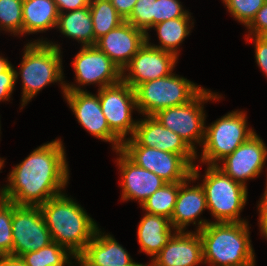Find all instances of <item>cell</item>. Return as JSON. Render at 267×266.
<instances>
[{
	"label": "cell",
	"mask_w": 267,
	"mask_h": 266,
	"mask_svg": "<svg viewBox=\"0 0 267 266\" xmlns=\"http://www.w3.org/2000/svg\"><path fill=\"white\" fill-rule=\"evenodd\" d=\"M60 138L44 143L16 164L0 187V200L18 206H40L64 193L70 171L66 150Z\"/></svg>",
	"instance_id": "1"
},
{
	"label": "cell",
	"mask_w": 267,
	"mask_h": 266,
	"mask_svg": "<svg viewBox=\"0 0 267 266\" xmlns=\"http://www.w3.org/2000/svg\"><path fill=\"white\" fill-rule=\"evenodd\" d=\"M60 45L58 42H52L43 37L33 39V41L30 40L24 45L19 71L15 67L16 84L19 78L22 81L21 110L44 87L52 83L60 84L62 94L66 92L62 61L63 52Z\"/></svg>",
	"instance_id": "2"
},
{
	"label": "cell",
	"mask_w": 267,
	"mask_h": 266,
	"mask_svg": "<svg viewBox=\"0 0 267 266\" xmlns=\"http://www.w3.org/2000/svg\"><path fill=\"white\" fill-rule=\"evenodd\" d=\"M52 241L78 257L99 229L98 223L67 193L39 206Z\"/></svg>",
	"instance_id": "3"
},
{
	"label": "cell",
	"mask_w": 267,
	"mask_h": 266,
	"mask_svg": "<svg viewBox=\"0 0 267 266\" xmlns=\"http://www.w3.org/2000/svg\"><path fill=\"white\" fill-rule=\"evenodd\" d=\"M248 222H210L198 231L204 264L243 266L256 261Z\"/></svg>",
	"instance_id": "4"
},
{
	"label": "cell",
	"mask_w": 267,
	"mask_h": 266,
	"mask_svg": "<svg viewBox=\"0 0 267 266\" xmlns=\"http://www.w3.org/2000/svg\"><path fill=\"white\" fill-rule=\"evenodd\" d=\"M202 176L196 163L192 167V175L196 180L201 179V186L206 194L207 209L215 218L211 222H244L241 218L247 199L248 188L234 181L216 165H207ZM201 176V177H200Z\"/></svg>",
	"instance_id": "5"
},
{
	"label": "cell",
	"mask_w": 267,
	"mask_h": 266,
	"mask_svg": "<svg viewBox=\"0 0 267 266\" xmlns=\"http://www.w3.org/2000/svg\"><path fill=\"white\" fill-rule=\"evenodd\" d=\"M246 111L238 109L216 119L205 126L204 141L201 154L196 153L200 164L217 165L227 155L247 141L256 130L248 127Z\"/></svg>",
	"instance_id": "6"
},
{
	"label": "cell",
	"mask_w": 267,
	"mask_h": 266,
	"mask_svg": "<svg viewBox=\"0 0 267 266\" xmlns=\"http://www.w3.org/2000/svg\"><path fill=\"white\" fill-rule=\"evenodd\" d=\"M221 95L204 87L188 103L159 110L153 116L164 127L179 135L197 153V147L202 146L205 136L207 115L204 104L222 100Z\"/></svg>",
	"instance_id": "7"
},
{
	"label": "cell",
	"mask_w": 267,
	"mask_h": 266,
	"mask_svg": "<svg viewBox=\"0 0 267 266\" xmlns=\"http://www.w3.org/2000/svg\"><path fill=\"white\" fill-rule=\"evenodd\" d=\"M203 88L175 72L144 82L134 89L138 113L153 116L159 110L186 104Z\"/></svg>",
	"instance_id": "8"
},
{
	"label": "cell",
	"mask_w": 267,
	"mask_h": 266,
	"mask_svg": "<svg viewBox=\"0 0 267 266\" xmlns=\"http://www.w3.org/2000/svg\"><path fill=\"white\" fill-rule=\"evenodd\" d=\"M80 48L71 61L77 85L65 80V91H84L86 85H96L100 90L122 80L120 68L96 45Z\"/></svg>",
	"instance_id": "9"
},
{
	"label": "cell",
	"mask_w": 267,
	"mask_h": 266,
	"mask_svg": "<svg viewBox=\"0 0 267 266\" xmlns=\"http://www.w3.org/2000/svg\"><path fill=\"white\" fill-rule=\"evenodd\" d=\"M121 150L134 163L167 183L183 182L192 175V166L181 155L141 146L132 137L123 141Z\"/></svg>",
	"instance_id": "10"
},
{
	"label": "cell",
	"mask_w": 267,
	"mask_h": 266,
	"mask_svg": "<svg viewBox=\"0 0 267 266\" xmlns=\"http://www.w3.org/2000/svg\"><path fill=\"white\" fill-rule=\"evenodd\" d=\"M99 99L110 129L122 141L132 137L138 121L132 118L133 112L138 113L134 89L121 80L114 85L100 89Z\"/></svg>",
	"instance_id": "11"
},
{
	"label": "cell",
	"mask_w": 267,
	"mask_h": 266,
	"mask_svg": "<svg viewBox=\"0 0 267 266\" xmlns=\"http://www.w3.org/2000/svg\"><path fill=\"white\" fill-rule=\"evenodd\" d=\"M63 98L78 123L87 133L98 140L112 144L113 152L121 149L123 141L110 129L102 112L99 90L96 94L86 89L84 91H66Z\"/></svg>",
	"instance_id": "12"
},
{
	"label": "cell",
	"mask_w": 267,
	"mask_h": 266,
	"mask_svg": "<svg viewBox=\"0 0 267 266\" xmlns=\"http://www.w3.org/2000/svg\"><path fill=\"white\" fill-rule=\"evenodd\" d=\"M13 256L44 248L52 242L50 231L39 206H18L13 203Z\"/></svg>",
	"instance_id": "13"
},
{
	"label": "cell",
	"mask_w": 267,
	"mask_h": 266,
	"mask_svg": "<svg viewBox=\"0 0 267 266\" xmlns=\"http://www.w3.org/2000/svg\"><path fill=\"white\" fill-rule=\"evenodd\" d=\"M266 145L264 140L255 133L216 166L234 181L247 187L246 182L258 178L266 167Z\"/></svg>",
	"instance_id": "14"
},
{
	"label": "cell",
	"mask_w": 267,
	"mask_h": 266,
	"mask_svg": "<svg viewBox=\"0 0 267 266\" xmlns=\"http://www.w3.org/2000/svg\"><path fill=\"white\" fill-rule=\"evenodd\" d=\"M178 60L173 53L157 49L145 42L123 69L122 80L135 89L144 82L170 75L174 72Z\"/></svg>",
	"instance_id": "15"
},
{
	"label": "cell",
	"mask_w": 267,
	"mask_h": 266,
	"mask_svg": "<svg viewBox=\"0 0 267 266\" xmlns=\"http://www.w3.org/2000/svg\"><path fill=\"white\" fill-rule=\"evenodd\" d=\"M115 152V162L121 179V201L135 200L141 206L148 197L167 183L155 173L134 163L121 149Z\"/></svg>",
	"instance_id": "16"
},
{
	"label": "cell",
	"mask_w": 267,
	"mask_h": 266,
	"mask_svg": "<svg viewBox=\"0 0 267 266\" xmlns=\"http://www.w3.org/2000/svg\"><path fill=\"white\" fill-rule=\"evenodd\" d=\"M194 181L197 180L190 175L185 181L180 182L175 209L170 219V223L176 231H190L186 229L193 223L192 225L196 226L194 231L198 232L211 222V220L200 217L205 210H208L206 194L199 182L197 185H193Z\"/></svg>",
	"instance_id": "17"
},
{
	"label": "cell",
	"mask_w": 267,
	"mask_h": 266,
	"mask_svg": "<svg viewBox=\"0 0 267 266\" xmlns=\"http://www.w3.org/2000/svg\"><path fill=\"white\" fill-rule=\"evenodd\" d=\"M143 117L137 121L132 136L139 145L179 154L192 167L196 164V153L179 135L164 127L154 116Z\"/></svg>",
	"instance_id": "18"
},
{
	"label": "cell",
	"mask_w": 267,
	"mask_h": 266,
	"mask_svg": "<svg viewBox=\"0 0 267 266\" xmlns=\"http://www.w3.org/2000/svg\"><path fill=\"white\" fill-rule=\"evenodd\" d=\"M145 42L146 33L124 21L99 38L96 46L123 71Z\"/></svg>",
	"instance_id": "19"
},
{
	"label": "cell",
	"mask_w": 267,
	"mask_h": 266,
	"mask_svg": "<svg viewBox=\"0 0 267 266\" xmlns=\"http://www.w3.org/2000/svg\"><path fill=\"white\" fill-rule=\"evenodd\" d=\"M135 262L130 253L112 234L99 228L85 250L77 257V266H144Z\"/></svg>",
	"instance_id": "20"
},
{
	"label": "cell",
	"mask_w": 267,
	"mask_h": 266,
	"mask_svg": "<svg viewBox=\"0 0 267 266\" xmlns=\"http://www.w3.org/2000/svg\"><path fill=\"white\" fill-rule=\"evenodd\" d=\"M151 263L154 266L205 265L201 236L196 231H177Z\"/></svg>",
	"instance_id": "21"
},
{
	"label": "cell",
	"mask_w": 267,
	"mask_h": 266,
	"mask_svg": "<svg viewBox=\"0 0 267 266\" xmlns=\"http://www.w3.org/2000/svg\"><path fill=\"white\" fill-rule=\"evenodd\" d=\"M144 213L137 226V241L139 253L150 256L152 261L177 231L167 217Z\"/></svg>",
	"instance_id": "22"
},
{
	"label": "cell",
	"mask_w": 267,
	"mask_h": 266,
	"mask_svg": "<svg viewBox=\"0 0 267 266\" xmlns=\"http://www.w3.org/2000/svg\"><path fill=\"white\" fill-rule=\"evenodd\" d=\"M23 36L56 28L59 12L54 0H23Z\"/></svg>",
	"instance_id": "23"
},
{
	"label": "cell",
	"mask_w": 267,
	"mask_h": 266,
	"mask_svg": "<svg viewBox=\"0 0 267 266\" xmlns=\"http://www.w3.org/2000/svg\"><path fill=\"white\" fill-rule=\"evenodd\" d=\"M194 27V21L191 17H180L170 20H166L150 28V31L153 29L156 31L159 44H153L150 42L151 36L149 32L146 33V42L161 49L173 53L177 58L180 55V46L187 36L190 35L191 29Z\"/></svg>",
	"instance_id": "24"
},
{
	"label": "cell",
	"mask_w": 267,
	"mask_h": 266,
	"mask_svg": "<svg viewBox=\"0 0 267 266\" xmlns=\"http://www.w3.org/2000/svg\"><path fill=\"white\" fill-rule=\"evenodd\" d=\"M66 38L75 39L81 47L94 46L95 36L89 7L59 13L56 28Z\"/></svg>",
	"instance_id": "25"
},
{
	"label": "cell",
	"mask_w": 267,
	"mask_h": 266,
	"mask_svg": "<svg viewBox=\"0 0 267 266\" xmlns=\"http://www.w3.org/2000/svg\"><path fill=\"white\" fill-rule=\"evenodd\" d=\"M20 258L26 266H77V257L54 241L44 248L27 252Z\"/></svg>",
	"instance_id": "26"
},
{
	"label": "cell",
	"mask_w": 267,
	"mask_h": 266,
	"mask_svg": "<svg viewBox=\"0 0 267 266\" xmlns=\"http://www.w3.org/2000/svg\"><path fill=\"white\" fill-rule=\"evenodd\" d=\"M89 10L93 22L95 45L99 38L125 21L110 0H91Z\"/></svg>",
	"instance_id": "27"
},
{
	"label": "cell",
	"mask_w": 267,
	"mask_h": 266,
	"mask_svg": "<svg viewBox=\"0 0 267 266\" xmlns=\"http://www.w3.org/2000/svg\"><path fill=\"white\" fill-rule=\"evenodd\" d=\"M180 182L166 183L148 197L140 206L143 212L171 219L175 209Z\"/></svg>",
	"instance_id": "28"
},
{
	"label": "cell",
	"mask_w": 267,
	"mask_h": 266,
	"mask_svg": "<svg viewBox=\"0 0 267 266\" xmlns=\"http://www.w3.org/2000/svg\"><path fill=\"white\" fill-rule=\"evenodd\" d=\"M23 0H0V31L23 36Z\"/></svg>",
	"instance_id": "29"
},
{
	"label": "cell",
	"mask_w": 267,
	"mask_h": 266,
	"mask_svg": "<svg viewBox=\"0 0 267 266\" xmlns=\"http://www.w3.org/2000/svg\"><path fill=\"white\" fill-rule=\"evenodd\" d=\"M227 12L244 27L255 18L257 11L267 0H221Z\"/></svg>",
	"instance_id": "30"
},
{
	"label": "cell",
	"mask_w": 267,
	"mask_h": 266,
	"mask_svg": "<svg viewBox=\"0 0 267 266\" xmlns=\"http://www.w3.org/2000/svg\"><path fill=\"white\" fill-rule=\"evenodd\" d=\"M12 217L13 203L0 200V256H13Z\"/></svg>",
	"instance_id": "31"
},
{
	"label": "cell",
	"mask_w": 267,
	"mask_h": 266,
	"mask_svg": "<svg viewBox=\"0 0 267 266\" xmlns=\"http://www.w3.org/2000/svg\"><path fill=\"white\" fill-rule=\"evenodd\" d=\"M156 0H137L130 16L125 20L147 33L154 26Z\"/></svg>",
	"instance_id": "32"
},
{
	"label": "cell",
	"mask_w": 267,
	"mask_h": 266,
	"mask_svg": "<svg viewBox=\"0 0 267 266\" xmlns=\"http://www.w3.org/2000/svg\"><path fill=\"white\" fill-rule=\"evenodd\" d=\"M180 0H156L154 25L180 17H192L191 12L184 8Z\"/></svg>",
	"instance_id": "33"
},
{
	"label": "cell",
	"mask_w": 267,
	"mask_h": 266,
	"mask_svg": "<svg viewBox=\"0 0 267 266\" xmlns=\"http://www.w3.org/2000/svg\"><path fill=\"white\" fill-rule=\"evenodd\" d=\"M0 54V102L10 101L15 90V67Z\"/></svg>",
	"instance_id": "34"
},
{
	"label": "cell",
	"mask_w": 267,
	"mask_h": 266,
	"mask_svg": "<svg viewBox=\"0 0 267 266\" xmlns=\"http://www.w3.org/2000/svg\"><path fill=\"white\" fill-rule=\"evenodd\" d=\"M245 41H252L254 44L255 62L258 68L267 78V36H252L245 34Z\"/></svg>",
	"instance_id": "35"
},
{
	"label": "cell",
	"mask_w": 267,
	"mask_h": 266,
	"mask_svg": "<svg viewBox=\"0 0 267 266\" xmlns=\"http://www.w3.org/2000/svg\"><path fill=\"white\" fill-rule=\"evenodd\" d=\"M247 35L267 36V1L257 11L255 18L246 27Z\"/></svg>",
	"instance_id": "36"
},
{
	"label": "cell",
	"mask_w": 267,
	"mask_h": 266,
	"mask_svg": "<svg viewBox=\"0 0 267 266\" xmlns=\"http://www.w3.org/2000/svg\"><path fill=\"white\" fill-rule=\"evenodd\" d=\"M267 171V168L266 170ZM267 173V172H266ZM267 178V174H266ZM266 180V186L265 190L260 198V200L257 202V210L258 212V225H259V230L261 233V237H264L267 240V179Z\"/></svg>",
	"instance_id": "37"
},
{
	"label": "cell",
	"mask_w": 267,
	"mask_h": 266,
	"mask_svg": "<svg viewBox=\"0 0 267 266\" xmlns=\"http://www.w3.org/2000/svg\"><path fill=\"white\" fill-rule=\"evenodd\" d=\"M59 13L89 7L91 0H54Z\"/></svg>",
	"instance_id": "38"
},
{
	"label": "cell",
	"mask_w": 267,
	"mask_h": 266,
	"mask_svg": "<svg viewBox=\"0 0 267 266\" xmlns=\"http://www.w3.org/2000/svg\"><path fill=\"white\" fill-rule=\"evenodd\" d=\"M111 4L115 7L118 14L126 20L135 6L137 0H110Z\"/></svg>",
	"instance_id": "39"
},
{
	"label": "cell",
	"mask_w": 267,
	"mask_h": 266,
	"mask_svg": "<svg viewBox=\"0 0 267 266\" xmlns=\"http://www.w3.org/2000/svg\"><path fill=\"white\" fill-rule=\"evenodd\" d=\"M0 266H26L20 257L6 255L0 256Z\"/></svg>",
	"instance_id": "40"
},
{
	"label": "cell",
	"mask_w": 267,
	"mask_h": 266,
	"mask_svg": "<svg viewBox=\"0 0 267 266\" xmlns=\"http://www.w3.org/2000/svg\"><path fill=\"white\" fill-rule=\"evenodd\" d=\"M4 162H5V159L0 157V173L2 172L1 170L4 168Z\"/></svg>",
	"instance_id": "41"
},
{
	"label": "cell",
	"mask_w": 267,
	"mask_h": 266,
	"mask_svg": "<svg viewBox=\"0 0 267 266\" xmlns=\"http://www.w3.org/2000/svg\"><path fill=\"white\" fill-rule=\"evenodd\" d=\"M256 265V261L250 263V264H246V265H243V266H255Z\"/></svg>",
	"instance_id": "42"
},
{
	"label": "cell",
	"mask_w": 267,
	"mask_h": 266,
	"mask_svg": "<svg viewBox=\"0 0 267 266\" xmlns=\"http://www.w3.org/2000/svg\"><path fill=\"white\" fill-rule=\"evenodd\" d=\"M144 266H154L151 262L148 264H145Z\"/></svg>",
	"instance_id": "43"
}]
</instances>
